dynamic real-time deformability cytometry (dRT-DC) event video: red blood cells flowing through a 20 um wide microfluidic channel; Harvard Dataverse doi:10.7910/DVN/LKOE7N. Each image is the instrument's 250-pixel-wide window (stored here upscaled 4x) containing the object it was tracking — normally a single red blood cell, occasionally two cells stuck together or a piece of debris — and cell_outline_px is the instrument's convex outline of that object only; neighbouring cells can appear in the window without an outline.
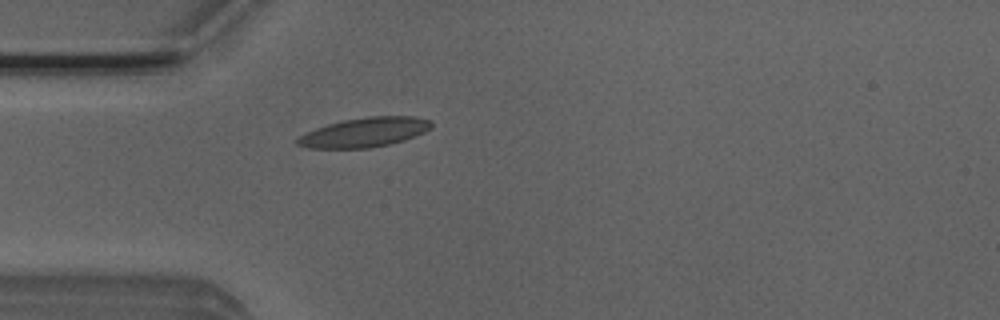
{"species": "Egyptian fruit bat (a non-hibernating species)", "species_latin": "Rousettus aegyptiacus", "temperature_condition": "room temperature", "stored_images_in_passage": 4, "camera_frame_rate_fps": 3000, "um_per_image_px": 0.085, "animal": {"sex": "male"}, "frame": {"image": 1, "passage_image": 4, "time_ms": 1.0, "image_size_px": [1000, 320], "cell_outline_px": [[432, 128], [424, 132], [404, 140], [388, 144], [368, 148], [312, 148], [296, 144], [296, 140], [300, 136], [316, 128], [328, 124], [344, 120], [368, 116], [412, 116], [432, 120]], "centroid_in_image_um": [31.02, 11.24], "position_along_channel_um": 54.0, "area_um2": 22.77}}